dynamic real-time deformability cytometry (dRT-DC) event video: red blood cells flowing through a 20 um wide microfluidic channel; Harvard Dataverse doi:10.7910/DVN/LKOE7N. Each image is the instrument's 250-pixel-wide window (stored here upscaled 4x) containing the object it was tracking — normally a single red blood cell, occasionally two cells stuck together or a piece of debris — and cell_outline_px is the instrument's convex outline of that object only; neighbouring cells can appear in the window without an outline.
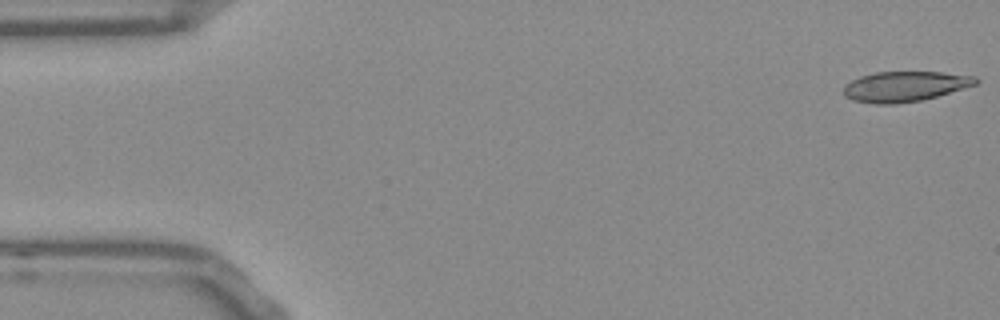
{"species": "Egyptian fruit bat (a non-hibernating species)", "species_latin": "Rousettus aegyptiacus", "temperature_condition": "room temperature", "stored_images_in_passage": 53, "camera_frame_rate_fps": 3000, "um_per_image_px": 0.085, "frame": {"image": 1, "passage_image": 1, "time_ms": 0.0, "image_size_px": [1000, 320], "cell_outline_px": [[980, 80], [976, 84], [936, 96], [920, 100], [896, 104], [872, 104], [852, 100], [844, 96], [844, 84], [860, 76], [876, 72], [940, 72], [976, 76]], "centroid_in_image_um": [76.87, 7.35], "position_along_channel_um": 8.1, "area_um2": 23.24}}
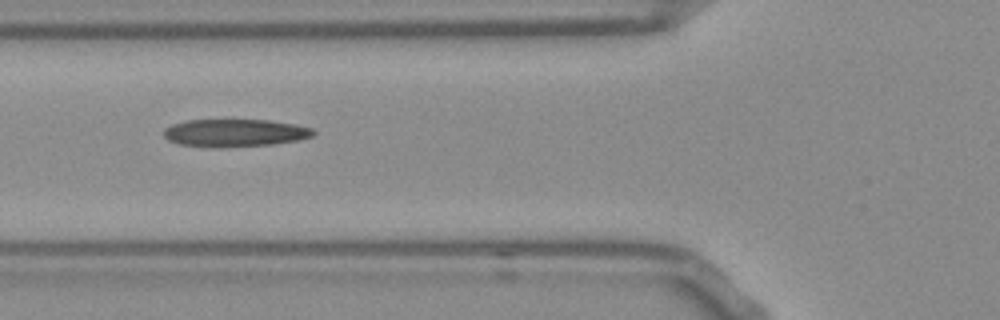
{"frame": {"image": 2, "passage_image": 19, "time_ms": 6.0, "image_size_px": [1000, 320], "cell_outline_px": [[316, 132], [312, 136], [296, 140], [272, 144], [180, 144], [168, 140], [164, 136], [164, 128], [172, 124], [184, 120], [268, 120], [296, 124], [312, 128]], "centroid_in_image_um": [20.0, 11.23], "position_along_channel_um": 105.8, "area_um2": 22.77}}
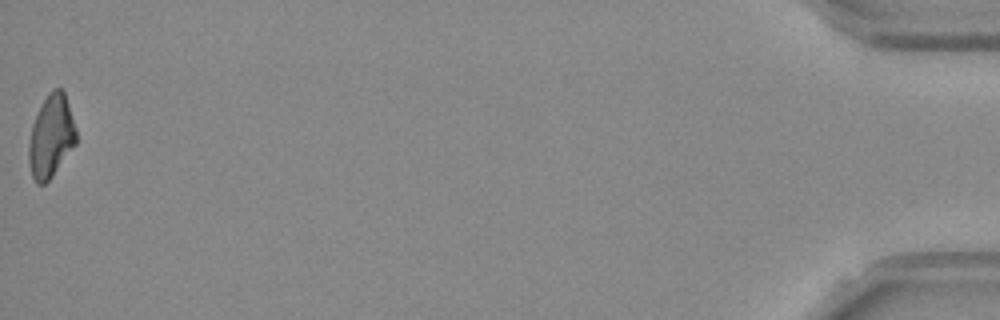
{"frame": {"image": 3, "passage_image": 53, "time_ms": 17.333, "image_size_px": [1000, 320], "cell_outline_px": [[76, 144], [52, 176], [44, 184], [36, 184], [32, 176], [28, 160], [28, 144], [32, 124], [48, 92], [52, 88], [60, 88], [64, 92], [76, 128]], "centroid_in_image_um": [4.33, 11.6], "position_along_channel_um": 430.9, "area_um2": 22.66}, "authors_computed_cell_mechanics": {"area_um2": 23.698, "velocity_mm_per_s": 3.7812, "shape_relaxation_time_tau1_ms": null, "shape_relaxation_time_tau2_ms": 6.9189, "deformation_change_tau1": null, "deformation_change_tau2": 0.1823}}